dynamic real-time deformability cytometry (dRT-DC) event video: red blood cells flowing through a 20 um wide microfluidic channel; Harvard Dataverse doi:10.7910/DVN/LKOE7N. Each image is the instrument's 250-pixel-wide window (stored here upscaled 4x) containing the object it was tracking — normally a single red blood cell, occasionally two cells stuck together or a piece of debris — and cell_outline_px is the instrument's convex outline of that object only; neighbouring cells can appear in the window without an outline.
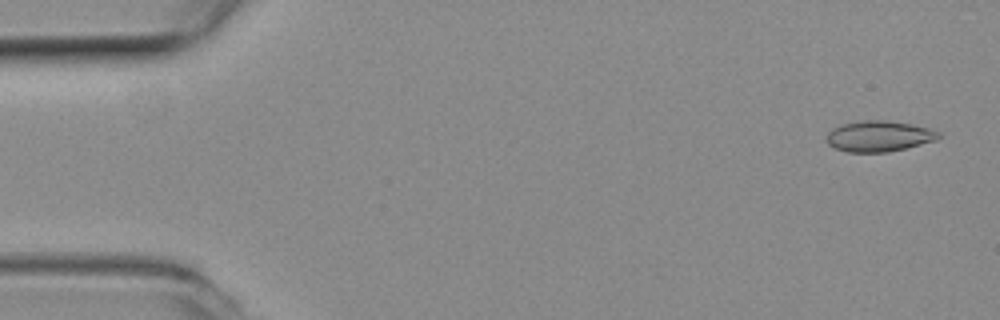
{"species": "common noctule bat (a hibernating species)", "species_latin": "Nyctalus noctula", "temperature_condition": "room temperature", "stored_images_in_passage": 54, "segment_of_instrument_passage": [1, 2], "camera_frame_rate_fps": 3000, "um_per_image_px": 0.085, "animal": {"sex": "female", "body_mass_g": 19.3, "forearm_length_mm": 54.1}, "frame": {"image": 1, "passage_image": 2, "time_ms": 0.333, "image_size_px": [1000, 320], "cell_outline_px": [[940, 136], [936, 140], [888, 152], [848, 152], [832, 148], [824, 140], [828, 132], [832, 128], [840, 124], [864, 120], [888, 120], [912, 124], [928, 128], [940, 132]], "centroid_in_image_um": [74.65, 11.57], "position_along_channel_um": 10.4, "area_um2": 20.29}}